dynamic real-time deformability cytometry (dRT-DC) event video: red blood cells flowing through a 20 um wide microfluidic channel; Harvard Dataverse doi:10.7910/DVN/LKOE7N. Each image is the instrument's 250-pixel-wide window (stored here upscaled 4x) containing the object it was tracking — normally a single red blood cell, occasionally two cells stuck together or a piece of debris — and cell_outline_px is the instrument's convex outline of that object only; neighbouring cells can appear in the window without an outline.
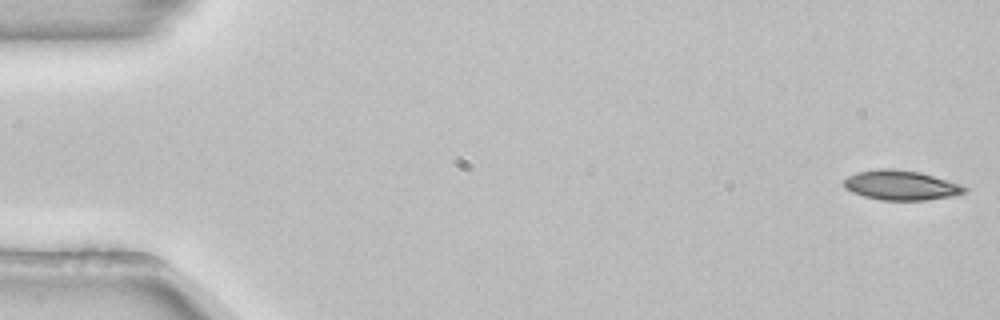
{"species": "common noctule bat (a hibernating species)", "species_latin": "Nyctalus noctula", "temperature_condition": "room temperature", "stored_images_in_passage": 54, "camera_frame_rate_fps": 3000, "um_per_image_px": 0.085, "animal": {"sex": "female", "body_mass_g": 22.7, "forearm_length_mm": 54.2}, "frame": {"image": 1, "passage_image": 1, "time_ms": 0.0, "image_size_px": [1000, 320], "cell_outline_px": [[968, 192], [952, 196], [924, 200], [880, 200], [864, 196], [852, 192], [844, 188], [844, 180], [848, 176], [856, 172], [876, 168], [888, 168], [920, 172], [960, 184], [968, 188]], "centroid_in_image_um": [76.57, 15.74], "position_along_channel_um": 8.4, "area_um2": 20.92}}
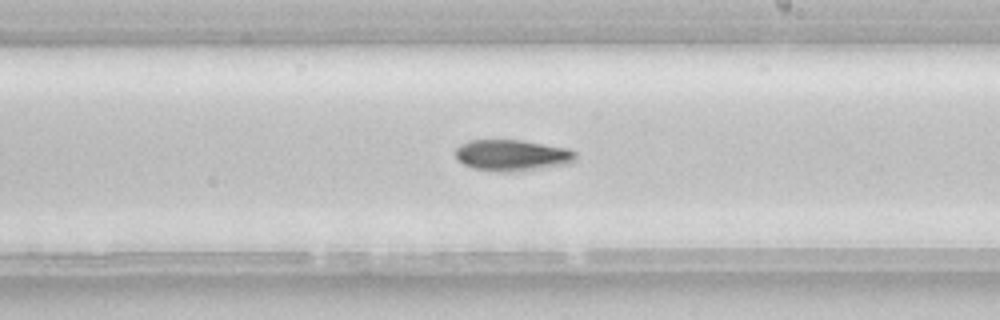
{"frame": {"image": 2, "passage_image": 31, "time_ms": 10.0, "image_size_px": [1000, 320], "cell_outline_px": [[576, 160], [572, 164], [544, 168], [508, 172], [472, 168], [456, 160], [456, 148], [460, 144], [468, 140], [520, 140], [568, 148], [576, 152]], "centroid_in_image_um": [43.56, 13.2], "position_along_channel_um": 245.4, "area_um2": 22.02}}
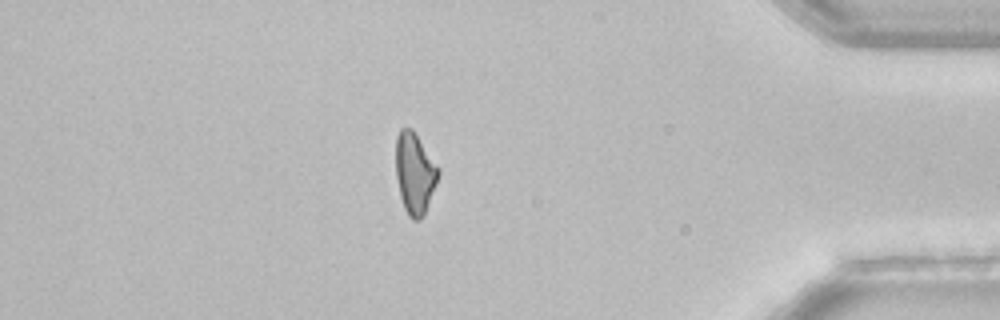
{"frame": {"image": 3, "passage_image": 46, "time_ms": 15.0, "image_size_px": [1000, 320], "cell_outline_px": [[440, 172], [436, 184], [424, 216], [420, 220], [412, 220], [408, 216], [404, 208], [400, 196], [396, 176], [396, 136], [400, 128], [412, 128], [440, 168]], "centroid_in_image_um": [35.26, 14.73], "position_along_channel_um": 399.9, "area_um2": 20.29}}